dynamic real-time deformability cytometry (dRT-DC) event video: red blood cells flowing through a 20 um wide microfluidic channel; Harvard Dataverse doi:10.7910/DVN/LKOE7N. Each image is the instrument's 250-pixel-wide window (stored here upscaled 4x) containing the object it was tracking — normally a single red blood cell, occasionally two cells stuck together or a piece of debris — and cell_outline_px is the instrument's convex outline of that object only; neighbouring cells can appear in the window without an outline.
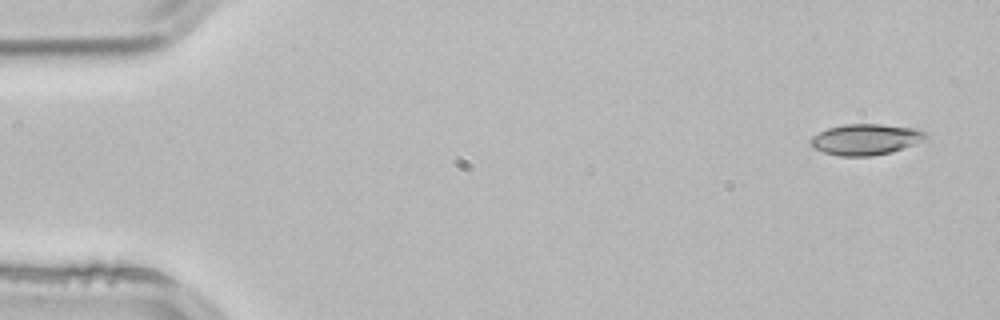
{"species": "common noctule bat (a hibernating species)", "species_latin": "Nyctalus noctula", "temperature_condition": "room temperature", "stored_images_in_passage": 3, "camera_frame_rate_fps": 3000, "um_per_image_px": 0.085, "animal": {"sex": "male", "body_mass_g": 21.5, "forearm_length_mm": 52.0}, "frame": {"image": 1, "passage_image": 1, "time_ms": 0.0, "image_size_px": [1000, 320], "cell_outline_px": [[928, 140], [892, 152], [872, 156], [840, 156], [824, 152], [812, 148], [808, 144], [808, 140], [812, 136], [828, 128], [844, 124], [880, 124], [916, 128], [928, 132]], "centroid_in_image_um": [73.61, 11.85], "position_along_channel_um": 11.4, "area_um2": 21.21}}
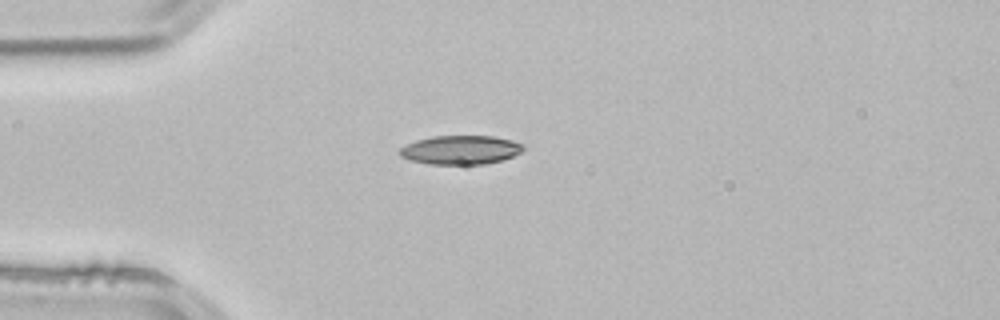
{"frame": {"image": 2, "passage_image": 3, "time_ms": 0.667, "image_size_px": [1000, 320], "cell_outline_px": [[524, 148], [520, 152], [512, 156], [500, 160], [484, 164], [428, 164], [412, 160], [400, 156], [396, 152], [400, 148], [416, 140], [432, 136], [492, 136], [512, 140], [524, 144]], "centroid_in_image_um": [39.12, 12.73], "position_along_channel_um": 45.9, "area_um2": 20.75}}